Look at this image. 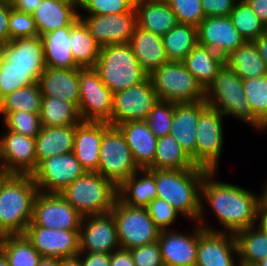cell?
Masks as SVG:
<instances>
[{
	"mask_svg": "<svg viewBox=\"0 0 267 266\" xmlns=\"http://www.w3.org/2000/svg\"><path fill=\"white\" fill-rule=\"evenodd\" d=\"M135 266H164L158 242L131 249Z\"/></svg>",
	"mask_w": 267,
	"mask_h": 266,
	"instance_id": "816d5d0a",
	"label": "cell"
},
{
	"mask_svg": "<svg viewBox=\"0 0 267 266\" xmlns=\"http://www.w3.org/2000/svg\"><path fill=\"white\" fill-rule=\"evenodd\" d=\"M252 114L267 129V75L242 80Z\"/></svg>",
	"mask_w": 267,
	"mask_h": 266,
	"instance_id": "ee69618b",
	"label": "cell"
},
{
	"mask_svg": "<svg viewBox=\"0 0 267 266\" xmlns=\"http://www.w3.org/2000/svg\"><path fill=\"white\" fill-rule=\"evenodd\" d=\"M10 41L16 38L39 36L32 14L19 12L13 8L9 16Z\"/></svg>",
	"mask_w": 267,
	"mask_h": 266,
	"instance_id": "f907efd6",
	"label": "cell"
},
{
	"mask_svg": "<svg viewBox=\"0 0 267 266\" xmlns=\"http://www.w3.org/2000/svg\"><path fill=\"white\" fill-rule=\"evenodd\" d=\"M196 166L172 135L157 138L153 164L149 170H188Z\"/></svg>",
	"mask_w": 267,
	"mask_h": 266,
	"instance_id": "e575fe53",
	"label": "cell"
},
{
	"mask_svg": "<svg viewBox=\"0 0 267 266\" xmlns=\"http://www.w3.org/2000/svg\"><path fill=\"white\" fill-rule=\"evenodd\" d=\"M108 122L82 121L75 126L73 153L86 172H98L99 151Z\"/></svg>",
	"mask_w": 267,
	"mask_h": 266,
	"instance_id": "7402d4cb",
	"label": "cell"
},
{
	"mask_svg": "<svg viewBox=\"0 0 267 266\" xmlns=\"http://www.w3.org/2000/svg\"><path fill=\"white\" fill-rule=\"evenodd\" d=\"M117 194L122 203L145 208L156 198L155 170L139 169L117 188Z\"/></svg>",
	"mask_w": 267,
	"mask_h": 266,
	"instance_id": "4dcf8cb0",
	"label": "cell"
},
{
	"mask_svg": "<svg viewBox=\"0 0 267 266\" xmlns=\"http://www.w3.org/2000/svg\"><path fill=\"white\" fill-rule=\"evenodd\" d=\"M38 266H60V259L55 257H41Z\"/></svg>",
	"mask_w": 267,
	"mask_h": 266,
	"instance_id": "be15d7a7",
	"label": "cell"
},
{
	"mask_svg": "<svg viewBox=\"0 0 267 266\" xmlns=\"http://www.w3.org/2000/svg\"><path fill=\"white\" fill-rule=\"evenodd\" d=\"M39 116L42 127L77 126L82 122L75 104L51 96L42 97Z\"/></svg>",
	"mask_w": 267,
	"mask_h": 266,
	"instance_id": "d590c367",
	"label": "cell"
},
{
	"mask_svg": "<svg viewBox=\"0 0 267 266\" xmlns=\"http://www.w3.org/2000/svg\"><path fill=\"white\" fill-rule=\"evenodd\" d=\"M239 266H259V264H239Z\"/></svg>",
	"mask_w": 267,
	"mask_h": 266,
	"instance_id": "2644e50d",
	"label": "cell"
},
{
	"mask_svg": "<svg viewBox=\"0 0 267 266\" xmlns=\"http://www.w3.org/2000/svg\"><path fill=\"white\" fill-rule=\"evenodd\" d=\"M59 194L83 217L109 213L118 198L117 187L97 172H85Z\"/></svg>",
	"mask_w": 267,
	"mask_h": 266,
	"instance_id": "8992f818",
	"label": "cell"
},
{
	"mask_svg": "<svg viewBox=\"0 0 267 266\" xmlns=\"http://www.w3.org/2000/svg\"><path fill=\"white\" fill-rule=\"evenodd\" d=\"M0 266H9V262L1 250H0Z\"/></svg>",
	"mask_w": 267,
	"mask_h": 266,
	"instance_id": "03108f58",
	"label": "cell"
},
{
	"mask_svg": "<svg viewBox=\"0 0 267 266\" xmlns=\"http://www.w3.org/2000/svg\"><path fill=\"white\" fill-rule=\"evenodd\" d=\"M80 252L112 253L120 248L111 212L85 216L79 230Z\"/></svg>",
	"mask_w": 267,
	"mask_h": 266,
	"instance_id": "ac0fdd59",
	"label": "cell"
},
{
	"mask_svg": "<svg viewBox=\"0 0 267 266\" xmlns=\"http://www.w3.org/2000/svg\"><path fill=\"white\" fill-rule=\"evenodd\" d=\"M128 144L133 160L139 169H149L153 164L157 137L146 121H129L116 126Z\"/></svg>",
	"mask_w": 267,
	"mask_h": 266,
	"instance_id": "cb8c5ba5",
	"label": "cell"
},
{
	"mask_svg": "<svg viewBox=\"0 0 267 266\" xmlns=\"http://www.w3.org/2000/svg\"><path fill=\"white\" fill-rule=\"evenodd\" d=\"M60 266H83L80 256L75 255L60 259Z\"/></svg>",
	"mask_w": 267,
	"mask_h": 266,
	"instance_id": "6125c7cd",
	"label": "cell"
},
{
	"mask_svg": "<svg viewBox=\"0 0 267 266\" xmlns=\"http://www.w3.org/2000/svg\"><path fill=\"white\" fill-rule=\"evenodd\" d=\"M94 69L113 93L130 88L149 76L139 64L130 43L101 47Z\"/></svg>",
	"mask_w": 267,
	"mask_h": 266,
	"instance_id": "5b68a950",
	"label": "cell"
},
{
	"mask_svg": "<svg viewBox=\"0 0 267 266\" xmlns=\"http://www.w3.org/2000/svg\"><path fill=\"white\" fill-rule=\"evenodd\" d=\"M72 24L41 35L46 67L61 69L80 68L71 52Z\"/></svg>",
	"mask_w": 267,
	"mask_h": 266,
	"instance_id": "1f68e13d",
	"label": "cell"
},
{
	"mask_svg": "<svg viewBox=\"0 0 267 266\" xmlns=\"http://www.w3.org/2000/svg\"><path fill=\"white\" fill-rule=\"evenodd\" d=\"M138 170L123 134L117 127L111 126L103 134L97 173L118 188Z\"/></svg>",
	"mask_w": 267,
	"mask_h": 266,
	"instance_id": "9c48e42d",
	"label": "cell"
},
{
	"mask_svg": "<svg viewBox=\"0 0 267 266\" xmlns=\"http://www.w3.org/2000/svg\"><path fill=\"white\" fill-rule=\"evenodd\" d=\"M259 227L267 232V199L263 197L258 206L257 224Z\"/></svg>",
	"mask_w": 267,
	"mask_h": 266,
	"instance_id": "91938a15",
	"label": "cell"
},
{
	"mask_svg": "<svg viewBox=\"0 0 267 266\" xmlns=\"http://www.w3.org/2000/svg\"><path fill=\"white\" fill-rule=\"evenodd\" d=\"M12 9L10 0H0V41H10L9 16Z\"/></svg>",
	"mask_w": 267,
	"mask_h": 266,
	"instance_id": "db71d44e",
	"label": "cell"
},
{
	"mask_svg": "<svg viewBox=\"0 0 267 266\" xmlns=\"http://www.w3.org/2000/svg\"><path fill=\"white\" fill-rule=\"evenodd\" d=\"M79 18L100 47L129 43L137 26L135 7L130 12L120 14L83 16L79 13Z\"/></svg>",
	"mask_w": 267,
	"mask_h": 266,
	"instance_id": "9a60e30c",
	"label": "cell"
},
{
	"mask_svg": "<svg viewBox=\"0 0 267 266\" xmlns=\"http://www.w3.org/2000/svg\"><path fill=\"white\" fill-rule=\"evenodd\" d=\"M0 250L9 266H38L42 257L24 234L2 236Z\"/></svg>",
	"mask_w": 267,
	"mask_h": 266,
	"instance_id": "ab89813d",
	"label": "cell"
},
{
	"mask_svg": "<svg viewBox=\"0 0 267 266\" xmlns=\"http://www.w3.org/2000/svg\"><path fill=\"white\" fill-rule=\"evenodd\" d=\"M78 0H42L32 13L39 36L70 26L78 17Z\"/></svg>",
	"mask_w": 267,
	"mask_h": 266,
	"instance_id": "d4e9b609",
	"label": "cell"
},
{
	"mask_svg": "<svg viewBox=\"0 0 267 266\" xmlns=\"http://www.w3.org/2000/svg\"><path fill=\"white\" fill-rule=\"evenodd\" d=\"M24 235L42 257L61 259L80 253L79 230H60L28 225Z\"/></svg>",
	"mask_w": 267,
	"mask_h": 266,
	"instance_id": "e0dca14e",
	"label": "cell"
},
{
	"mask_svg": "<svg viewBox=\"0 0 267 266\" xmlns=\"http://www.w3.org/2000/svg\"><path fill=\"white\" fill-rule=\"evenodd\" d=\"M155 226L160 231L169 230L180 214L166 200L156 197L146 207Z\"/></svg>",
	"mask_w": 267,
	"mask_h": 266,
	"instance_id": "681fc988",
	"label": "cell"
},
{
	"mask_svg": "<svg viewBox=\"0 0 267 266\" xmlns=\"http://www.w3.org/2000/svg\"><path fill=\"white\" fill-rule=\"evenodd\" d=\"M181 62L206 90L224 64V57L198 43Z\"/></svg>",
	"mask_w": 267,
	"mask_h": 266,
	"instance_id": "d6a6232c",
	"label": "cell"
},
{
	"mask_svg": "<svg viewBox=\"0 0 267 266\" xmlns=\"http://www.w3.org/2000/svg\"><path fill=\"white\" fill-rule=\"evenodd\" d=\"M42 97L38 83L19 88L0 101V115L4 118L9 112L17 111L40 114Z\"/></svg>",
	"mask_w": 267,
	"mask_h": 266,
	"instance_id": "60d3db41",
	"label": "cell"
},
{
	"mask_svg": "<svg viewBox=\"0 0 267 266\" xmlns=\"http://www.w3.org/2000/svg\"><path fill=\"white\" fill-rule=\"evenodd\" d=\"M234 255L238 258L233 233L208 231L199 225L196 266H239Z\"/></svg>",
	"mask_w": 267,
	"mask_h": 266,
	"instance_id": "d6986e66",
	"label": "cell"
},
{
	"mask_svg": "<svg viewBox=\"0 0 267 266\" xmlns=\"http://www.w3.org/2000/svg\"><path fill=\"white\" fill-rule=\"evenodd\" d=\"M70 36L71 52L76 64L80 68H94L101 47L79 17L72 23Z\"/></svg>",
	"mask_w": 267,
	"mask_h": 266,
	"instance_id": "74e56055",
	"label": "cell"
},
{
	"mask_svg": "<svg viewBox=\"0 0 267 266\" xmlns=\"http://www.w3.org/2000/svg\"><path fill=\"white\" fill-rule=\"evenodd\" d=\"M39 190L32 175L12 174L0 192V235H23Z\"/></svg>",
	"mask_w": 267,
	"mask_h": 266,
	"instance_id": "3957f363",
	"label": "cell"
},
{
	"mask_svg": "<svg viewBox=\"0 0 267 266\" xmlns=\"http://www.w3.org/2000/svg\"><path fill=\"white\" fill-rule=\"evenodd\" d=\"M217 171H209L201 185V212L198 224L205 230L233 233L257 225L258 206L264 192L256 195L246 188L214 180ZM203 196V199H202ZM208 203L223 226L215 230L204 222L205 204ZM226 230V231H225Z\"/></svg>",
	"mask_w": 267,
	"mask_h": 266,
	"instance_id": "6da1fadb",
	"label": "cell"
},
{
	"mask_svg": "<svg viewBox=\"0 0 267 266\" xmlns=\"http://www.w3.org/2000/svg\"><path fill=\"white\" fill-rule=\"evenodd\" d=\"M110 212L116 222L120 248L131 250L158 240L160 230L146 208L128 206L117 198Z\"/></svg>",
	"mask_w": 267,
	"mask_h": 266,
	"instance_id": "ba28073f",
	"label": "cell"
},
{
	"mask_svg": "<svg viewBox=\"0 0 267 266\" xmlns=\"http://www.w3.org/2000/svg\"><path fill=\"white\" fill-rule=\"evenodd\" d=\"M129 43L139 64L149 75L155 69L169 62L163 46L162 37L138 25Z\"/></svg>",
	"mask_w": 267,
	"mask_h": 266,
	"instance_id": "83f0119b",
	"label": "cell"
},
{
	"mask_svg": "<svg viewBox=\"0 0 267 266\" xmlns=\"http://www.w3.org/2000/svg\"><path fill=\"white\" fill-rule=\"evenodd\" d=\"M2 57L19 70H45L41 36L16 38L4 44Z\"/></svg>",
	"mask_w": 267,
	"mask_h": 266,
	"instance_id": "4316f807",
	"label": "cell"
},
{
	"mask_svg": "<svg viewBox=\"0 0 267 266\" xmlns=\"http://www.w3.org/2000/svg\"><path fill=\"white\" fill-rule=\"evenodd\" d=\"M163 46L169 61L181 62L198 44L197 27L183 23L162 36Z\"/></svg>",
	"mask_w": 267,
	"mask_h": 266,
	"instance_id": "f35d334b",
	"label": "cell"
},
{
	"mask_svg": "<svg viewBox=\"0 0 267 266\" xmlns=\"http://www.w3.org/2000/svg\"><path fill=\"white\" fill-rule=\"evenodd\" d=\"M197 31L198 43L223 57L246 42L233 25L230 16L205 17Z\"/></svg>",
	"mask_w": 267,
	"mask_h": 266,
	"instance_id": "ffe728a7",
	"label": "cell"
},
{
	"mask_svg": "<svg viewBox=\"0 0 267 266\" xmlns=\"http://www.w3.org/2000/svg\"><path fill=\"white\" fill-rule=\"evenodd\" d=\"M6 131L0 138V165L11 174L32 175L38 168L35 138Z\"/></svg>",
	"mask_w": 267,
	"mask_h": 266,
	"instance_id": "2e32d148",
	"label": "cell"
},
{
	"mask_svg": "<svg viewBox=\"0 0 267 266\" xmlns=\"http://www.w3.org/2000/svg\"><path fill=\"white\" fill-rule=\"evenodd\" d=\"M78 255L83 266H110V253L80 252Z\"/></svg>",
	"mask_w": 267,
	"mask_h": 266,
	"instance_id": "11a10c76",
	"label": "cell"
},
{
	"mask_svg": "<svg viewBox=\"0 0 267 266\" xmlns=\"http://www.w3.org/2000/svg\"><path fill=\"white\" fill-rule=\"evenodd\" d=\"M257 47L260 56L267 66V31L261 34L255 41H253Z\"/></svg>",
	"mask_w": 267,
	"mask_h": 266,
	"instance_id": "94428289",
	"label": "cell"
},
{
	"mask_svg": "<svg viewBox=\"0 0 267 266\" xmlns=\"http://www.w3.org/2000/svg\"><path fill=\"white\" fill-rule=\"evenodd\" d=\"M196 224L191 234L172 229L160 231L157 242L164 266H196L199 240V224Z\"/></svg>",
	"mask_w": 267,
	"mask_h": 266,
	"instance_id": "44dd1931",
	"label": "cell"
},
{
	"mask_svg": "<svg viewBox=\"0 0 267 266\" xmlns=\"http://www.w3.org/2000/svg\"><path fill=\"white\" fill-rule=\"evenodd\" d=\"M149 76L159 100L173 103L205 100V90L182 62L169 61Z\"/></svg>",
	"mask_w": 267,
	"mask_h": 266,
	"instance_id": "52a82bcc",
	"label": "cell"
},
{
	"mask_svg": "<svg viewBox=\"0 0 267 266\" xmlns=\"http://www.w3.org/2000/svg\"><path fill=\"white\" fill-rule=\"evenodd\" d=\"M42 0H10L14 10L32 14Z\"/></svg>",
	"mask_w": 267,
	"mask_h": 266,
	"instance_id": "6f0895ef",
	"label": "cell"
},
{
	"mask_svg": "<svg viewBox=\"0 0 267 266\" xmlns=\"http://www.w3.org/2000/svg\"><path fill=\"white\" fill-rule=\"evenodd\" d=\"M238 0H201L205 17L230 16Z\"/></svg>",
	"mask_w": 267,
	"mask_h": 266,
	"instance_id": "f5cc1de1",
	"label": "cell"
},
{
	"mask_svg": "<svg viewBox=\"0 0 267 266\" xmlns=\"http://www.w3.org/2000/svg\"><path fill=\"white\" fill-rule=\"evenodd\" d=\"M159 97L150 76L130 88L113 93V112L108 121L111 126L129 121H146Z\"/></svg>",
	"mask_w": 267,
	"mask_h": 266,
	"instance_id": "8fae6325",
	"label": "cell"
},
{
	"mask_svg": "<svg viewBox=\"0 0 267 266\" xmlns=\"http://www.w3.org/2000/svg\"><path fill=\"white\" fill-rule=\"evenodd\" d=\"M252 11L267 27V0H245Z\"/></svg>",
	"mask_w": 267,
	"mask_h": 266,
	"instance_id": "680465c9",
	"label": "cell"
},
{
	"mask_svg": "<svg viewBox=\"0 0 267 266\" xmlns=\"http://www.w3.org/2000/svg\"><path fill=\"white\" fill-rule=\"evenodd\" d=\"M4 43L0 41V60L2 58V50H3Z\"/></svg>",
	"mask_w": 267,
	"mask_h": 266,
	"instance_id": "89a4df30",
	"label": "cell"
},
{
	"mask_svg": "<svg viewBox=\"0 0 267 266\" xmlns=\"http://www.w3.org/2000/svg\"><path fill=\"white\" fill-rule=\"evenodd\" d=\"M205 102L224 116L231 115L258 131L266 127L252 114L242 79L225 63L205 90Z\"/></svg>",
	"mask_w": 267,
	"mask_h": 266,
	"instance_id": "277c9868",
	"label": "cell"
},
{
	"mask_svg": "<svg viewBox=\"0 0 267 266\" xmlns=\"http://www.w3.org/2000/svg\"><path fill=\"white\" fill-rule=\"evenodd\" d=\"M2 120L8 130L32 138H35L42 128L39 114L26 111L9 112Z\"/></svg>",
	"mask_w": 267,
	"mask_h": 266,
	"instance_id": "bcb514c9",
	"label": "cell"
},
{
	"mask_svg": "<svg viewBox=\"0 0 267 266\" xmlns=\"http://www.w3.org/2000/svg\"><path fill=\"white\" fill-rule=\"evenodd\" d=\"M239 264H258L267 258V232L258 225L240 230L235 234Z\"/></svg>",
	"mask_w": 267,
	"mask_h": 266,
	"instance_id": "8d00e7d4",
	"label": "cell"
},
{
	"mask_svg": "<svg viewBox=\"0 0 267 266\" xmlns=\"http://www.w3.org/2000/svg\"><path fill=\"white\" fill-rule=\"evenodd\" d=\"M175 103L158 100L150 111L146 122L151 132L157 137L170 135V128L174 118Z\"/></svg>",
	"mask_w": 267,
	"mask_h": 266,
	"instance_id": "f6af8a7d",
	"label": "cell"
},
{
	"mask_svg": "<svg viewBox=\"0 0 267 266\" xmlns=\"http://www.w3.org/2000/svg\"><path fill=\"white\" fill-rule=\"evenodd\" d=\"M209 171L155 170L156 197L166 200L180 215L196 222L201 212V185Z\"/></svg>",
	"mask_w": 267,
	"mask_h": 266,
	"instance_id": "7a4b0ae2",
	"label": "cell"
},
{
	"mask_svg": "<svg viewBox=\"0 0 267 266\" xmlns=\"http://www.w3.org/2000/svg\"><path fill=\"white\" fill-rule=\"evenodd\" d=\"M224 63L242 80L267 75V66L254 42L246 41L224 57Z\"/></svg>",
	"mask_w": 267,
	"mask_h": 266,
	"instance_id": "836d02e7",
	"label": "cell"
},
{
	"mask_svg": "<svg viewBox=\"0 0 267 266\" xmlns=\"http://www.w3.org/2000/svg\"><path fill=\"white\" fill-rule=\"evenodd\" d=\"M224 115L207 106L199 115L196 133V166L217 171L224 140Z\"/></svg>",
	"mask_w": 267,
	"mask_h": 266,
	"instance_id": "7c38bea8",
	"label": "cell"
},
{
	"mask_svg": "<svg viewBox=\"0 0 267 266\" xmlns=\"http://www.w3.org/2000/svg\"><path fill=\"white\" fill-rule=\"evenodd\" d=\"M83 216L60 194L39 192L33 205L32 220L28 225L60 230H80Z\"/></svg>",
	"mask_w": 267,
	"mask_h": 266,
	"instance_id": "5bb4252c",
	"label": "cell"
},
{
	"mask_svg": "<svg viewBox=\"0 0 267 266\" xmlns=\"http://www.w3.org/2000/svg\"><path fill=\"white\" fill-rule=\"evenodd\" d=\"M262 191L264 192V197L267 199V182L264 184V189Z\"/></svg>",
	"mask_w": 267,
	"mask_h": 266,
	"instance_id": "a7ac6f4b",
	"label": "cell"
},
{
	"mask_svg": "<svg viewBox=\"0 0 267 266\" xmlns=\"http://www.w3.org/2000/svg\"><path fill=\"white\" fill-rule=\"evenodd\" d=\"M45 70H19L3 57L0 60V101L19 88L37 83Z\"/></svg>",
	"mask_w": 267,
	"mask_h": 266,
	"instance_id": "b9f144b4",
	"label": "cell"
},
{
	"mask_svg": "<svg viewBox=\"0 0 267 266\" xmlns=\"http://www.w3.org/2000/svg\"><path fill=\"white\" fill-rule=\"evenodd\" d=\"M208 106L205 100L175 103L174 118L170 128L172 135L196 165V131L200 113Z\"/></svg>",
	"mask_w": 267,
	"mask_h": 266,
	"instance_id": "603a6c76",
	"label": "cell"
},
{
	"mask_svg": "<svg viewBox=\"0 0 267 266\" xmlns=\"http://www.w3.org/2000/svg\"><path fill=\"white\" fill-rule=\"evenodd\" d=\"M230 18L235 28L246 41L253 42L267 31V27L245 0L236 2L233 11L230 13Z\"/></svg>",
	"mask_w": 267,
	"mask_h": 266,
	"instance_id": "7bdbcfd3",
	"label": "cell"
},
{
	"mask_svg": "<svg viewBox=\"0 0 267 266\" xmlns=\"http://www.w3.org/2000/svg\"><path fill=\"white\" fill-rule=\"evenodd\" d=\"M75 126L42 127L35 137L37 165L56 155L73 152Z\"/></svg>",
	"mask_w": 267,
	"mask_h": 266,
	"instance_id": "f546056e",
	"label": "cell"
},
{
	"mask_svg": "<svg viewBox=\"0 0 267 266\" xmlns=\"http://www.w3.org/2000/svg\"><path fill=\"white\" fill-rule=\"evenodd\" d=\"M167 3L175 13L178 23L198 27L205 18L201 0H169Z\"/></svg>",
	"mask_w": 267,
	"mask_h": 266,
	"instance_id": "c3c4849f",
	"label": "cell"
},
{
	"mask_svg": "<svg viewBox=\"0 0 267 266\" xmlns=\"http://www.w3.org/2000/svg\"><path fill=\"white\" fill-rule=\"evenodd\" d=\"M135 10L137 25L161 37L178 23L168 3L138 0L135 1Z\"/></svg>",
	"mask_w": 267,
	"mask_h": 266,
	"instance_id": "f1b7e54d",
	"label": "cell"
},
{
	"mask_svg": "<svg viewBox=\"0 0 267 266\" xmlns=\"http://www.w3.org/2000/svg\"><path fill=\"white\" fill-rule=\"evenodd\" d=\"M86 171L73 152L43 160L32 174L41 193L59 194Z\"/></svg>",
	"mask_w": 267,
	"mask_h": 266,
	"instance_id": "4fadbf2b",
	"label": "cell"
},
{
	"mask_svg": "<svg viewBox=\"0 0 267 266\" xmlns=\"http://www.w3.org/2000/svg\"><path fill=\"white\" fill-rule=\"evenodd\" d=\"M11 173H8L7 171H5L4 169L0 170V192L2 190V187L5 183V181L11 176Z\"/></svg>",
	"mask_w": 267,
	"mask_h": 266,
	"instance_id": "e7e4bbea",
	"label": "cell"
},
{
	"mask_svg": "<svg viewBox=\"0 0 267 266\" xmlns=\"http://www.w3.org/2000/svg\"><path fill=\"white\" fill-rule=\"evenodd\" d=\"M258 264L259 266H267V258L261 260Z\"/></svg>",
	"mask_w": 267,
	"mask_h": 266,
	"instance_id": "003e7915",
	"label": "cell"
},
{
	"mask_svg": "<svg viewBox=\"0 0 267 266\" xmlns=\"http://www.w3.org/2000/svg\"><path fill=\"white\" fill-rule=\"evenodd\" d=\"M79 114L82 121L108 122L113 112V92L94 68H79Z\"/></svg>",
	"mask_w": 267,
	"mask_h": 266,
	"instance_id": "30bf717a",
	"label": "cell"
},
{
	"mask_svg": "<svg viewBox=\"0 0 267 266\" xmlns=\"http://www.w3.org/2000/svg\"><path fill=\"white\" fill-rule=\"evenodd\" d=\"M149 1H155V2H163V3H167L169 0H149Z\"/></svg>",
	"mask_w": 267,
	"mask_h": 266,
	"instance_id": "8c879c8a",
	"label": "cell"
},
{
	"mask_svg": "<svg viewBox=\"0 0 267 266\" xmlns=\"http://www.w3.org/2000/svg\"><path fill=\"white\" fill-rule=\"evenodd\" d=\"M134 7L135 0H78V8L88 15L127 13Z\"/></svg>",
	"mask_w": 267,
	"mask_h": 266,
	"instance_id": "7dc6e473",
	"label": "cell"
},
{
	"mask_svg": "<svg viewBox=\"0 0 267 266\" xmlns=\"http://www.w3.org/2000/svg\"><path fill=\"white\" fill-rule=\"evenodd\" d=\"M110 266H135L131 251L119 248L110 254Z\"/></svg>",
	"mask_w": 267,
	"mask_h": 266,
	"instance_id": "9f6ffc18",
	"label": "cell"
},
{
	"mask_svg": "<svg viewBox=\"0 0 267 266\" xmlns=\"http://www.w3.org/2000/svg\"><path fill=\"white\" fill-rule=\"evenodd\" d=\"M42 96H51L75 104L79 108V68L47 67L38 79Z\"/></svg>",
	"mask_w": 267,
	"mask_h": 266,
	"instance_id": "484cf974",
	"label": "cell"
}]
</instances>
